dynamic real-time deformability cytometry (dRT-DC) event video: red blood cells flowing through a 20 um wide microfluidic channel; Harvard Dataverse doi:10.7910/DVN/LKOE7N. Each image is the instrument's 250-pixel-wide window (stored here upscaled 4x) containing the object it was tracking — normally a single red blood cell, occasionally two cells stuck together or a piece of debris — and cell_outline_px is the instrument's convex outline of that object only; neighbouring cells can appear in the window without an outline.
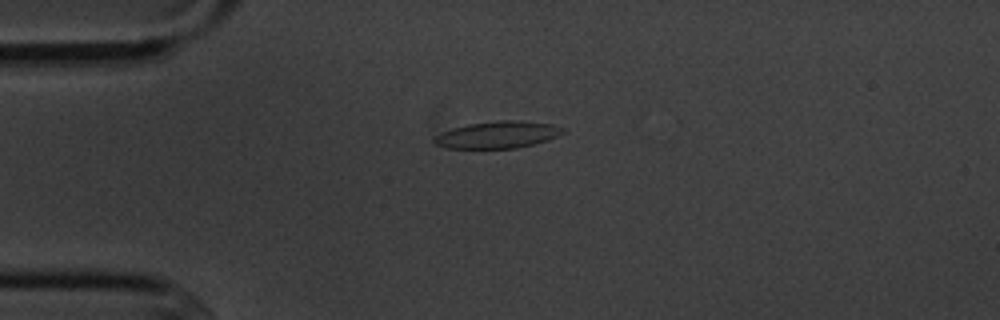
{"species": "common noctule bat (a hibernating species)", "species_latin": "Nyctalus noctula", "temperature_condition": "cold", "stored_images_in_passage": 4, "camera_frame_rate_fps": 3000, "um_per_image_px": 0.085, "animal": {"sex": "male", "body_mass_g": 20.1, "forearm_length_mm": 53.5}, "frame": {"image": 1, "passage_image": 1, "time_ms": 0.0, "image_size_px": [1000, 320], "cell_outline_px": [[564, 132], [548, 140], [516, 148], [444, 148], [436, 144], [432, 140], [436, 136], [452, 128], [468, 124], [500, 120], [516, 120], [552, 124], [564, 128]], "centroid_in_image_um": [42.3, 11.45], "position_along_channel_um": 42.7, "area_um2": 20.0}}
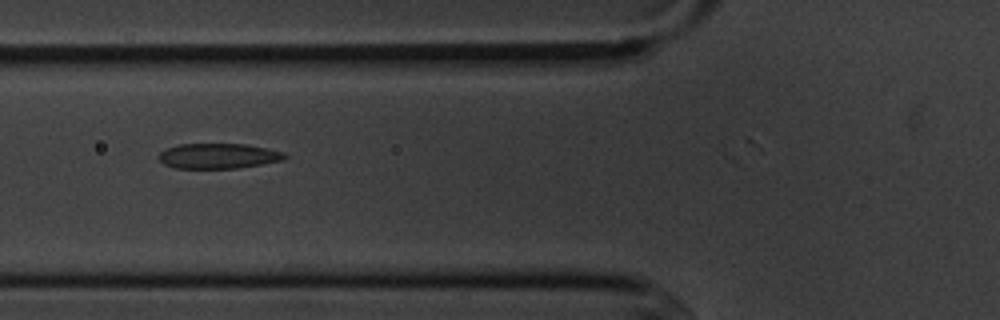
{"frame": {"image": 2, "passage_image": 3, "time_ms": 2.333, "image_size_px": [1000, 320], "cell_outline_px": [[288, 156], [284, 160], [236, 168], [172, 168], [164, 164], [156, 156], [164, 148], [180, 144], [248, 144], [268, 148], [284, 152]], "centroid_in_image_um": [18.53, 13.25], "position_along_channel_um": 107.3, "area_um2": 18.67}}